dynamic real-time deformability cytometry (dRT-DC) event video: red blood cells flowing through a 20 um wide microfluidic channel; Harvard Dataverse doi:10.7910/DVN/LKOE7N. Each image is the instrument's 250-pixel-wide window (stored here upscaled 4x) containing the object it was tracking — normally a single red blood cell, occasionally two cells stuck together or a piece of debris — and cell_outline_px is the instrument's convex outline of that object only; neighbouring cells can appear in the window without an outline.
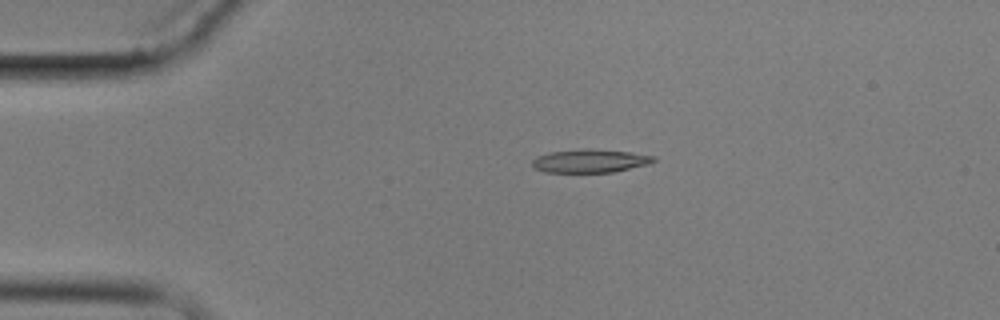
{"species": "common noctule bat (a hibernating species)", "species_latin": "Nyctalus noctula", "temperature_condition": "cold", "stored_images_in_passage": 4, "camera_frame_rate_fps": 3000, "um_per_image_px": 0.085, "animal": {"sex": "male", "body_mass_g": 17.9}, "frame": {"image": 1, "passage_image": 2, "time_ms": 1.333, "image_size_px": [1000, 320], "cell_outline_px": [[656, 160], [648, 164], [612, 172], [544, 172], [532, 168], [532, 160], [536, 156], [548, 152], [628, 152], [656, 156]], "centroid_in_image_um": [50.11, 13.74], "position_along_channel_um": 34.9, "area_um2": 15.37}}
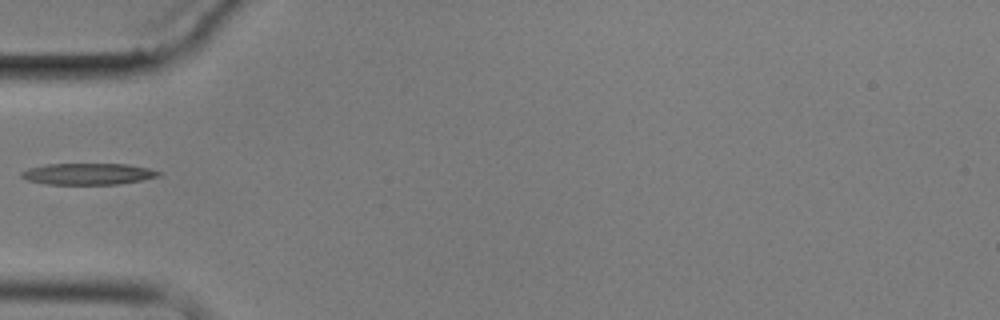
{"frame": {"image": 2, "passage_image": 4, "time_ms": 3.667, "image_size_px": [1000, 320], "cell_outline_px": [[160, 176], [120, 184], [48, 184], [28, 180], [20, 176], [20, 172], [28, 168], [44, 164], [128, 164], [148, 168], [160, 172]], "centroid_in_image_um": [7.46, 14.78], "position_along_channel_um": 77.5, "area_um2": 17.05}}